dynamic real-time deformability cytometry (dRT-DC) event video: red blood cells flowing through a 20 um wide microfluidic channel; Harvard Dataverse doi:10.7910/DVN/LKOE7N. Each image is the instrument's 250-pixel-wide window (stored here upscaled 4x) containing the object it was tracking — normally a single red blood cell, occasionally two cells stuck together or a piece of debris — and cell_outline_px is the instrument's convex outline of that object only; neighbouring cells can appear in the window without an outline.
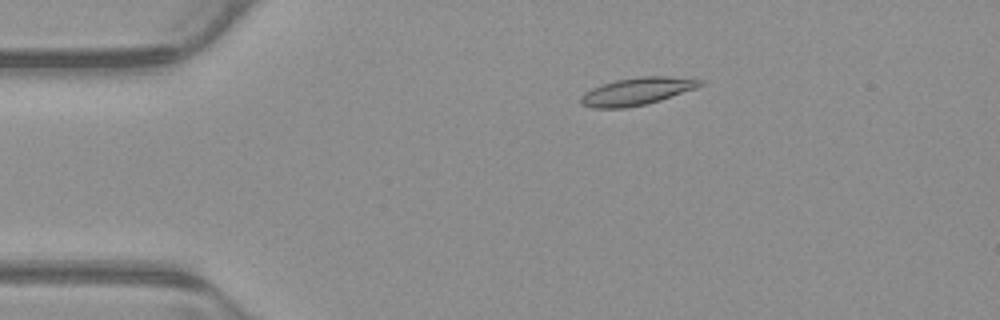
{"species": "common noctule bat (a hibernating species)", "species_latin": "Nyctalus noctula", "temperature_condition": "warm", "stored_images_in_passage": 54, "camera_frame_rate_fps": 3000, "um_per_image_px": 0.085, "animal": {"sex": "male", "body_mass_g": 23.1, "forearm_length_mm": 52.7}, "frame": {"image": 1, "passage_image": 11, "time_ms": 3.333, "image_size_px": [1000, 320], "cell_outline_px": [[704, 84], [696, 88], [660, 100], [644, 104], [624, 108], [592, 108], [580, 104], [580, 96], [584, 92], [600, 84], [616, 80], [640, 76], [668, 76], [704, 80]], "centroid_in_image_um": [54.11, 7.76], "position_along_channel_um": 30.9, "area_um2": 19.13}}
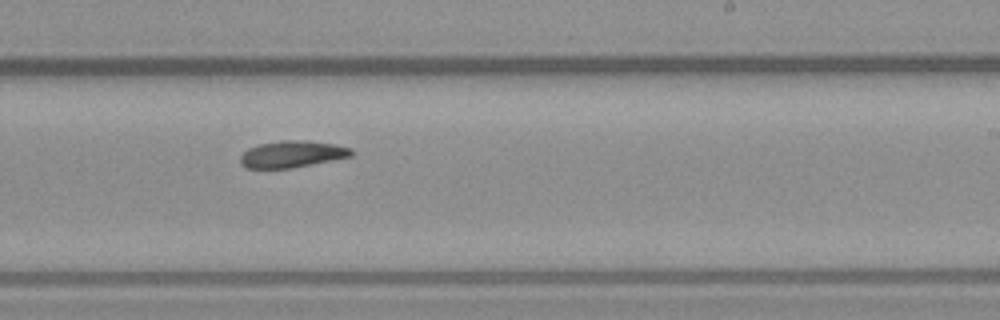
{"frame": {"image": 2, "passage_image": 33, "time_ms": 10.667, "image_size_px": [1000, 320], "cell_outline_px": [[356, 152], [352, 156], [292, 168], [244, 168], [240, 164], [240, 156], [248, 148], [260, 144], [284, 140], [308, 140], [336, 144], [352, 148]], "centroid_in_image_um": [24.86, 13.1], "position_along_channel_um": 264.1, "area_um2": 17.46}}
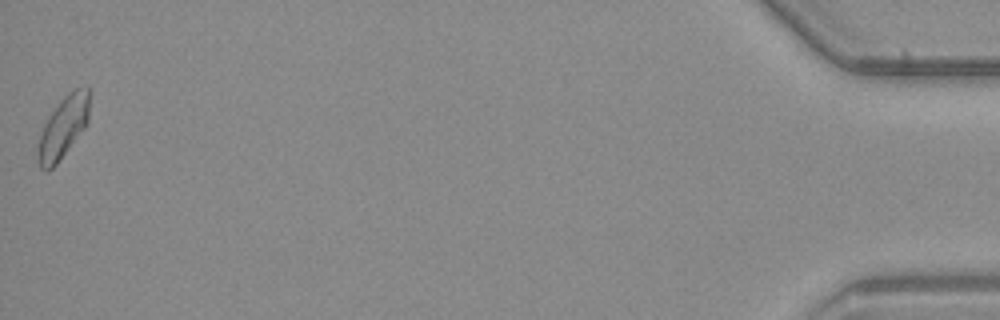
{"frame": {"image": 3, "passage_image": 54, "time_ms": 17.667, "image_size_px": [1000, 320], "cell_outline_px": [[92, 92], [88, 124], [56, 164], [52, 168], [40, 168], [36, 160], [36, 148], [44, 124], [48, 116], [60, 100], [72, 88], [88, 84]], "centroid_in_image_um": [5.42, 10.71], "position_along_channel_um": 429.8, "area_um2": 19.19}}